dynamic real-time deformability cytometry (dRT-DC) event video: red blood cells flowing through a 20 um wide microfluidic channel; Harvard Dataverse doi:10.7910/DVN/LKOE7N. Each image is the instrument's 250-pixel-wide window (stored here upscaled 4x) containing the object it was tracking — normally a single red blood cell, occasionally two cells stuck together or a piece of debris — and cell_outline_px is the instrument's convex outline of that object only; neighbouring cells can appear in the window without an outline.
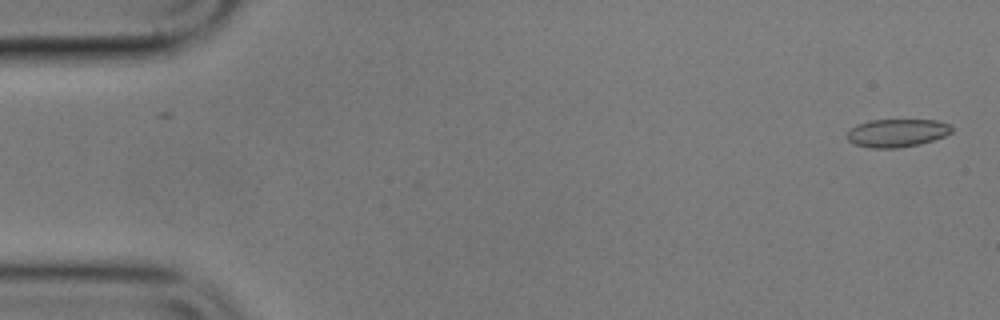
{"species": "common noctule bat (a hibernating species)", "species_latin": "Nyctalus noctula", "temperature_condition": "cold", "stored_images_in_passage": 2, "camera_frame_rate_fps": 3000, "um_per_image_px": 0.085, "animal": {"sex": "male", "body_mass_g": 17.9}, "frame": {"image": 1, "passage_image": 2, "time_ms": 1.333, "image_size_px": [1000, 320], "cell_outline_px": [[952, 132], [944, 136], [920, 144], [896, 148], [868, 148], [856, 144], [848, 140], [848, 132], [856, 124], [872, 120], [936, 120], [948, 124], [952, 128]], "centroid_in_image_um": [76.24, 11.3], "position_along_channel_um": 8.8, "area_um2": 16.94}}